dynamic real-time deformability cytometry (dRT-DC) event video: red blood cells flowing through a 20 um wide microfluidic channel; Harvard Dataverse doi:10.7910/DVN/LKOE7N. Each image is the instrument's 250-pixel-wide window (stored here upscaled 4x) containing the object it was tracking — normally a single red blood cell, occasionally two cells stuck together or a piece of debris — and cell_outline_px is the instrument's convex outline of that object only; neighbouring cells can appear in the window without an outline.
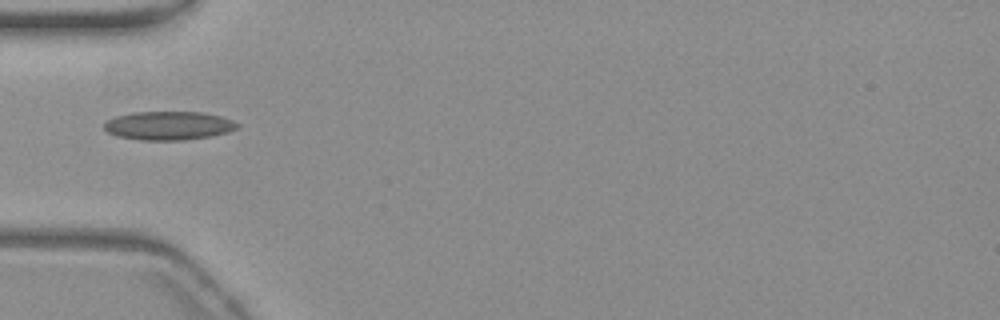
{"species": "common noctule bat (a hibernating species)", "species_latin": "Nyctalus noctula", "temperature_condition": "warm", "stored_images_in_passage": 19, "camera_frame_rate_fps": 3000, "um_per_image_px": 0.085, "animal": {"sex": "female", "body_mass_g": 19.3, "forearm_length_mm": 54.1}, "frame": {"image": 1, "passage_image": 1, "time_ms": 0.0, "image_size_px": [1000, 320], "cell_outline_px": [[240, 124], [236, 128], [228, 132], [208, 136], [184, 140], [140, 140], [120, 136], [108, 132], [104, 128], [104, 124], [108, 120], [116, 116], [132, 112], [200, 112], [220, 116], [232, 120]], "centroid_in_image_um": [14.33, 10.67], "position_along_channel_um": 70.7, "area_um2": 21.96}}
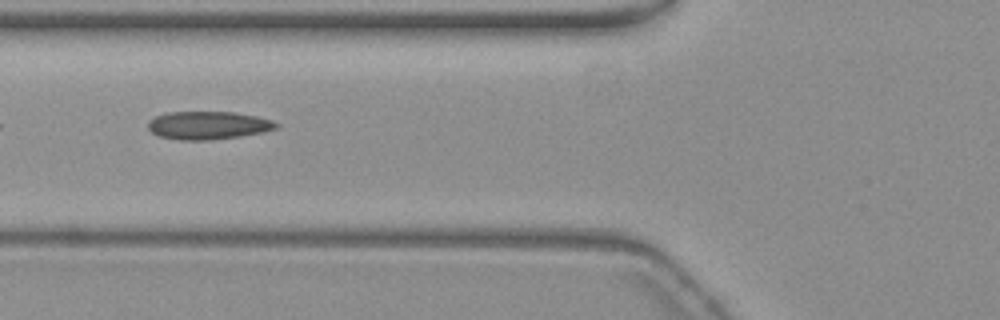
{"frame": {"image": 2, "passage_image": 4, "time_ms": 1.0, "image_size_px": [1000, 320], "cell_outline_px": [[280, 124], [276, 128], [264, 132], [240, 136], [212, 140], [180, 140], [160, 136], [152, 132], [148, 128], [148, 120], [156, 116], [168, 112], [236, 112], [256, 116], [272, 120]], "centroid_in_image_um": [17.7, 10.65], "position_along_channel_um": 108.1, "area_um2": 20.98}}
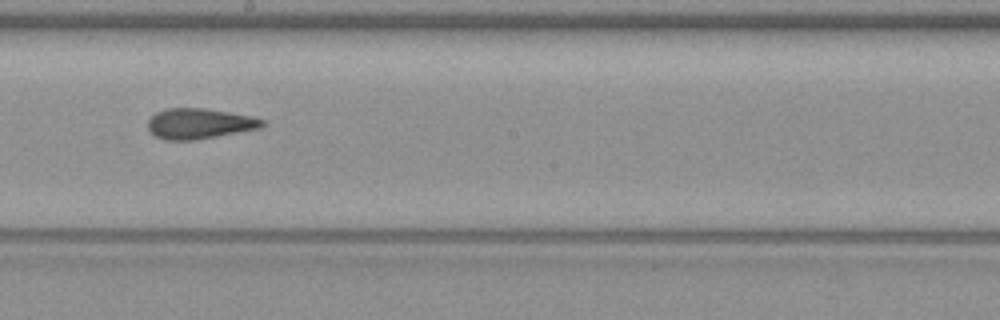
{"frame": {"image": 3, "passage_image": 14, "time_ms": 4.333, "image_size_px": [1000, 320], "cell_outline_px": [[264, 124], [260, 128], [196, 140], [164, 140], [156, 136], [148, 128], [148, 120], [156, 112], [164, 108], [204, 108], [252, 116], [264, 120]], "centroid_in_image_um": [16.93, 10.5], "position_along_channel_um": 231.3, "area_um2": 20.23}}